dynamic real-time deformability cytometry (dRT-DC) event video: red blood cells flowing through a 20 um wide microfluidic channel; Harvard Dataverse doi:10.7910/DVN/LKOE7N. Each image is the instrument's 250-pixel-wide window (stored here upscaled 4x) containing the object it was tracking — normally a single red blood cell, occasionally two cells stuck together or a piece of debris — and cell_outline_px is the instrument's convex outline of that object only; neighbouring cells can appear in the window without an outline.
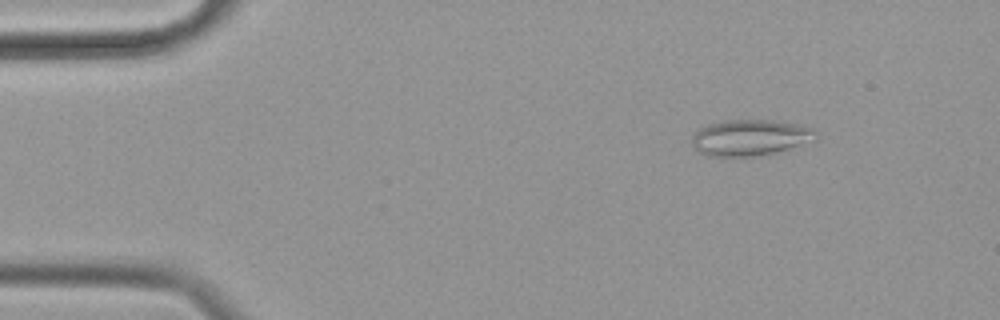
{"species": "common noctule bat (a hibernating species)", "species_latin": "Nyctalus noctula", "temperature_condition": "cold", "stored_images_in_passage": 57, "camera_frame_rate_fps": 3000, "um_per_image_px": 0.085, "animal": {"sex": "female", "body_mass_g": 19.9}, "frame": {"image": 1, "passage_image": 7, "time_ms": 2.0, "image_size_px": [1000, 320], "cell_outline_px": [[816, 140], [776, 152], [756, 156], [704, 156], [696, 148], [692, 140], [692, 136], [700, 128], [724, 120], [772, 120], [796, 124], [812, 128], [816, 132]], "centroid_in_image_um": [63.77, 11.7], "position_along_channel_um": 21.2, "area_um2": 25.78}}
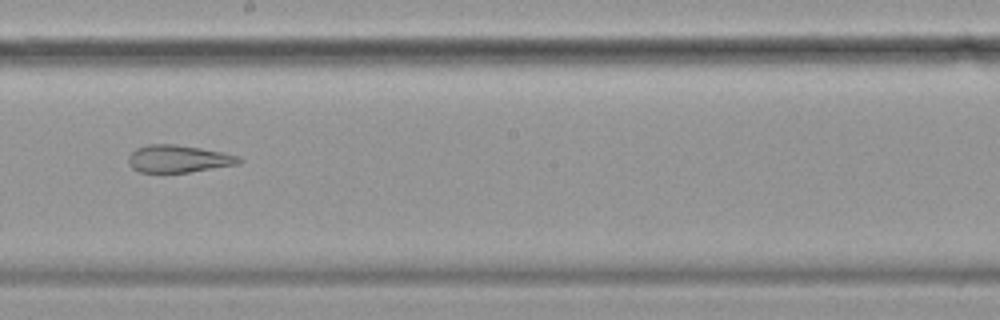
{"frame": {"image": 2, "passage_image": 32, "time_ms": 10.333, "image_size_px": [1000, 320], "cell_outline_px": [[244, 160], [240, 164], [188, 172], [140, 172], [132, 168], [128, 164], [128, 156], [136, 148], [148, 144], [176, 144], [200, 148], [240, 156]], "centroid_in_image_um": [15.17, 13.49], "position_along_channel_um": 233.0, "area_um2": 17.69}}
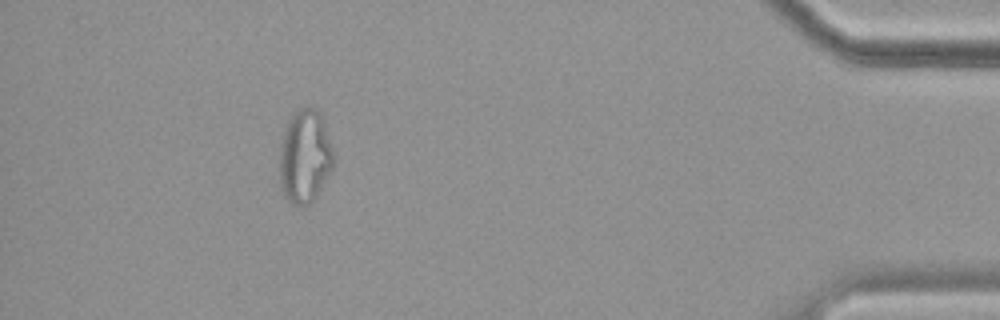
{"frame": {"image": 3, "passage_image": 52, "time_ms": 17.0, "image_size_px": [1000, 320], "cell_outline_px": [[332, 168], [316, 196], [308, 204], [296, 208], [284, 196], [280, 184], [280, 148], [284, 132], [288, 120], [300, 108], [316, 108], [320, 112], [332, 148]], "centroid_in_image_um": [25.89, 13.33], "position_along_channel_um": 409.3, "area_um2": 28.96}, "authors_computed_cell_mechanics": {"area_um2": 25.3742, "velocity_mm_per_s": 3.4729, "shape_relaxation_time_tau1_ms": null, "shape_relaxation_time_tau2_ms": 1.781, "deformation_change_tau1": null, "deformation_change_tau2": 0.1119}}